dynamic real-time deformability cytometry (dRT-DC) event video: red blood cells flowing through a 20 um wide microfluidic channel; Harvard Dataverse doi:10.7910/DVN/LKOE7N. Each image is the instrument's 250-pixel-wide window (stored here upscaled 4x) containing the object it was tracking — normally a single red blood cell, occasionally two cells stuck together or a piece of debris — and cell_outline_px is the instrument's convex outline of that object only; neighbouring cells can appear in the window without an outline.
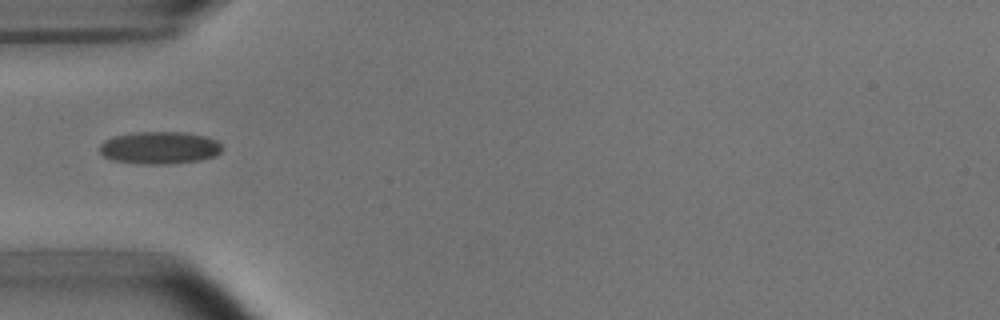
{"species": "common noctule bat (a hibernating species)", "species_latin": "Nyctalus noctula", "temperature_condition": "room temperature", "stored_images_in_passage": 10, "camera_frame_rate_fps": 3000, "um_per_image_px": 0.085, "animal": {"sex": "male", "body_mass_g": 15.6}, "frame": {"image": 1, "passage_image": 6, "time_ms": 5.667, "image_size_px": [1000, 320], "cell_outline_px": [[224, 148], [216, 156], [200, 160], [168, 164], [148, 164], [112, 160], [104, 156], [100, 152], [100, 144], [104, 140], [116, 136], [136, 132], [184, 132], [204, 136], [216, 140]], "centroid_in_image_um": [13.59, 12.56], "position_along_channel_um": 71.4, "area_um2": 23.06}}
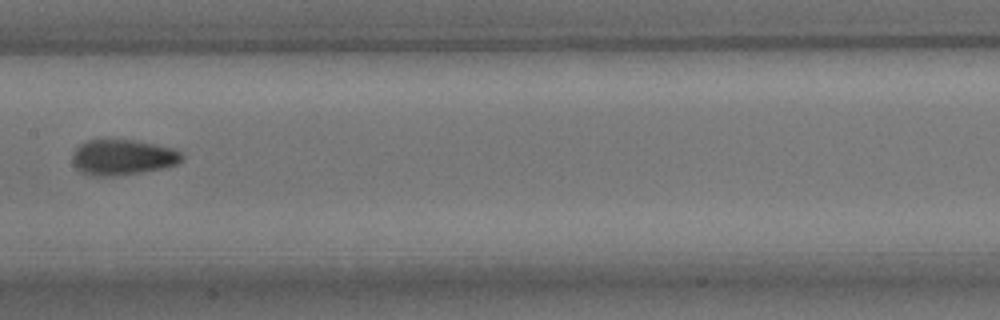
{"frame": {"image": 2, "passage_image": 9, "time_ms": 9.0, "image_size_px": [1000, 320], "cell_outline_px": [[184, 156], [176, 164], [164, 168], [140, 172], [112, 176], [96, 176], [80, 172], [76, 168], [72, 160], [72, 156], [76, 148], [80, 144], [88, 140], [132, 140], [156, 144], [176, 148]], "centroid_in_image_um": [10.43, 13.36], "position_along_channel_um": 197.0, "area_um2": 22.6}}
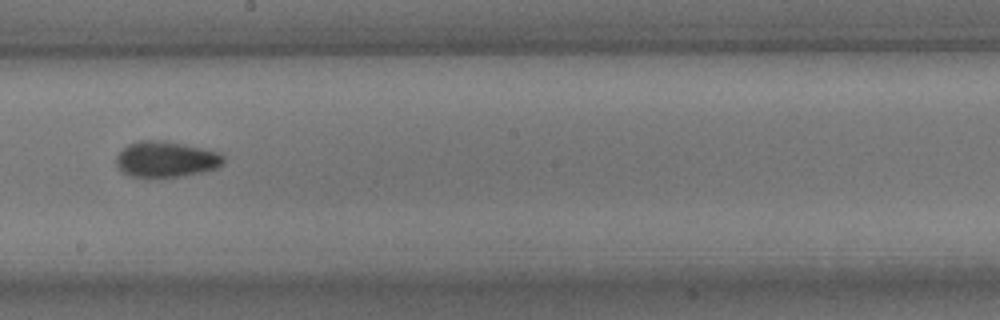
{"frame": {"image": 3, "passage_image": 10, "time_ms": 10.0, "image_size_px": [1000, 320], "cell_outline_px": [[224, 164], [216, 168], [200, 172], [180, 176], [128, 176], [116, 164], [116, 156], [128, 144], [140, 140], [160, 140], [220, 152], [224, 156]], "centroid_in_image_um": [14.11, 13.53], "position_along_channel_um": 234.1, "area_um2": 21.96}}